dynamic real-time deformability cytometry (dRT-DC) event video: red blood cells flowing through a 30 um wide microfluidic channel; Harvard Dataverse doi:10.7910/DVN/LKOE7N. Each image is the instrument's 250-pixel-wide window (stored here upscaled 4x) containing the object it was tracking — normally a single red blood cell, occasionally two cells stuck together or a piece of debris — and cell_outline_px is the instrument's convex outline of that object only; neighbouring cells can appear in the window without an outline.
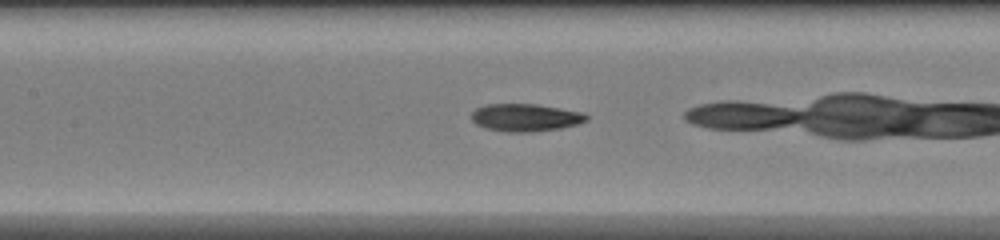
{"species": "common noctule bat (a hibernating species)", "species_latin": "Nyctalus noctula", "temperature_condition": "warm", "stored_images_in_passage": 46, "camera_frame_rate_fps": 3000, "um_per_image_px": 0.085, "animal": {"sex": "female", "body_mass_g": 20.0, "forearm_length_mm": 54.0}, "frame": {"image": 1, "passage_image": 20, "time_ms": 6.333, "image_size_px": [1000, 240], "cell_outline_px": [[588, 120], [576, 124], [560, 128], [532, 132], [504, 132], [484, 128], [476, 124], [472, 120], [472, 112], [476, 108], [484, 104], [536, 104], [584, 112], [588, 116]], "centroid_in_image_um": [44.64, 9.99], "position_along_channel_um": 162.8, "area_um2": 18.61}, "authors_computed_cell_mechanics": {"area_um2": 18.6405, "velocity_mm_per_s": 4.2987, "shape_relaxation_time_tau1_ms": null, "shape_relaxation_time_tau2_ms": 1.5319, "deformation_change_tau1": null, "deformation_change_tau2": 0.0713}}